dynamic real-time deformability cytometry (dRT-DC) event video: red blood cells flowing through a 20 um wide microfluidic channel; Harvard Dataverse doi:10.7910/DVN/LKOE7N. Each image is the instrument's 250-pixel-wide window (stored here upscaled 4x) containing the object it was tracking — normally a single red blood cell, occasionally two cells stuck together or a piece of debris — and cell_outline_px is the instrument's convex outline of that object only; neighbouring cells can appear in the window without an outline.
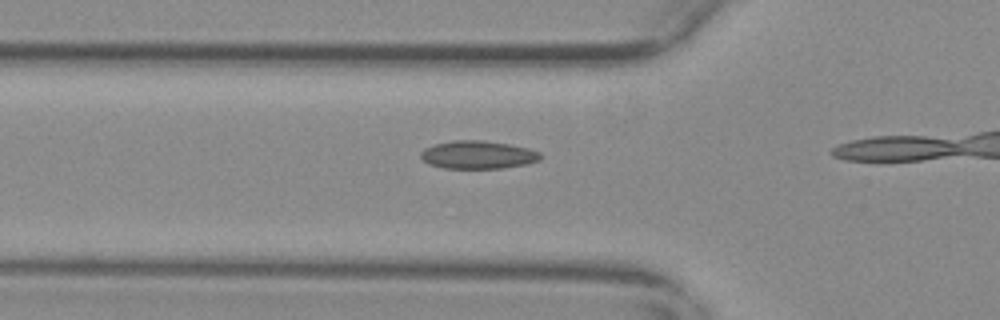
{"species": "common noctule bat (a hibernating species)", "species_latin": "Nyctalus noctula", "temperature_condition": "warm", "stored_images_in_passage": 4, "camera_frame_rate_fps": 3000, "um_per_image_px": 0.085, "animal": {"sex": "female", "body_mass_g": 29.2, "forearm_length_mm": 56.3}, "frame": {"image": 1, "passage_image": 2, "time_ms": 0.333, "image_size_px": [1000, 320], "cell_outline_px": [[544, 156], [540, 160], [524, 164], [504, 168], [444, 168], [428, 164], [420, 156], [420, 152], [424, 148], [432, 144], [452, 140], [484, 140], [508, 144], [528, 148], [540, 152]], "centroid_in_image_um": [40.61, 13.15], "position_along_channel_um": 85.2, "area_um2": 19.71}}